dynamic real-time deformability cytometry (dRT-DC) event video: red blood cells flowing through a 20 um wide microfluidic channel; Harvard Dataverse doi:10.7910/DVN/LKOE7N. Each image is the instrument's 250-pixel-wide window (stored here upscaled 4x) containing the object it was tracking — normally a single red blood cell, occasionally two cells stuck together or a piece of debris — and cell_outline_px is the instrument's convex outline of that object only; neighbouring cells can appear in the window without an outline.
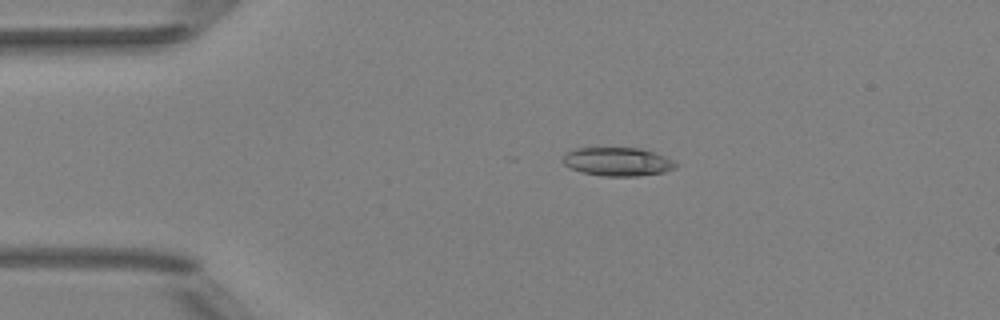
{"species": "Egyptian fruit bat (a non-hibernating species)", "species_latin": "Rousettus aegyptiacus", "temperature_condition": "room temperature", "stored_images_in_passage": 14, "camera_frame_rate_fps": 3000, "um_per_image_px": 0.085, "animal": {"sex": "female"}, "frame": {"image": 1, "passage_image": 6, "time_ms": 1.667, "image_size_px": [1000, 320], "cell_outline_px": [[680, 164], [676, 168], [664, 172], [636, 176], [604, 176], [580, 172], [564, 164], [564, 152], [572, 148], [640, 148], [656, 152]], "centroid_in_image_um": [52.51, 13.74], "position_along_channel_um": 32.5, "area_um2": 18.9}}
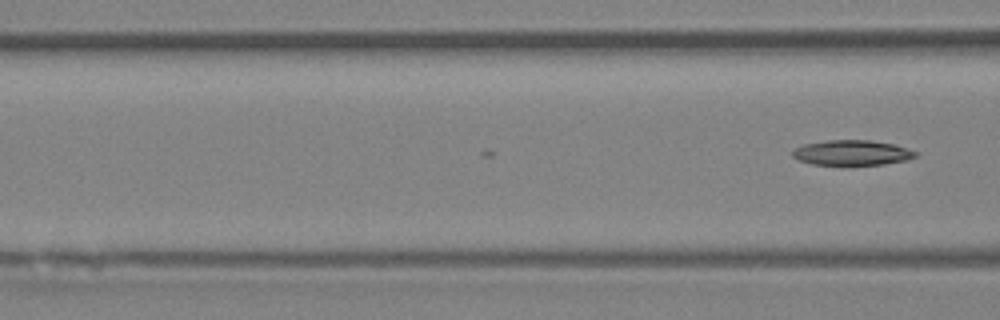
{"frame": {"image": 2, "passage_image": 14, "time_ms": 4.333, "image_size_px": [1000, 320], "cell_outline_px": [[916, 156], [908, 160], [884, 164], [812, 164], [800, 160], [792, 156], [792, 152], [796, 148], [804, 144], [828, 140], [868, 140], [892, 144], [916, 152]], "centroid_in_image_um": [72.4, 12.98], "position_along_channel_um": 94.2, "area_um2": 17.57}}